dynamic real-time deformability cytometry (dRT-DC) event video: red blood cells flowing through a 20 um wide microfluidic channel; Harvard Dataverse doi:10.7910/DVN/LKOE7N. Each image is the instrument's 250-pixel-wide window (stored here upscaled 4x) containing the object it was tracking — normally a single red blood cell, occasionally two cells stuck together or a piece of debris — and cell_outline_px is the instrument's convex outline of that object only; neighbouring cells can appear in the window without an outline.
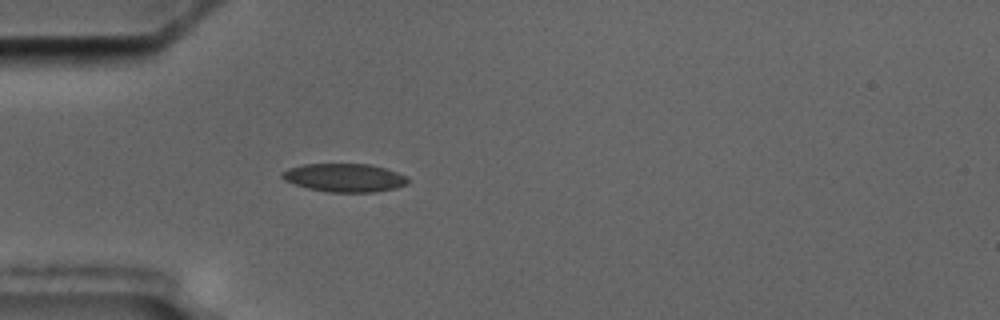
{"species": "common noctule bat (a hibernating species)", "species_latin": "Nyctalus noctula", "temperature_condition": "cold", "stored_images_in_passage": 4, "camera_frame_rate_fps": 3000, "um_per_image_px": 0.085, "animal": {"sex": "male", "body_mass_g": 17.5, "forearm_length_mm": 52.3}, "frame": {"image": 1, "passage_image": 4, "time_ms": 3.333, "image_size_px": [1000, 320], "cell_outline_px": [[408, 184], [396, 188], [372, 192], [328, 192], [308, 188], [284, 180], [280, 176], [280, 172], [288, 168], [304, 164], [368, 164], [384, 168], [408, 176]], "centroid_in_image_um": [29.27, 15.1], "position_along_channel_um": 55.7, "area_um2": 20.75}}